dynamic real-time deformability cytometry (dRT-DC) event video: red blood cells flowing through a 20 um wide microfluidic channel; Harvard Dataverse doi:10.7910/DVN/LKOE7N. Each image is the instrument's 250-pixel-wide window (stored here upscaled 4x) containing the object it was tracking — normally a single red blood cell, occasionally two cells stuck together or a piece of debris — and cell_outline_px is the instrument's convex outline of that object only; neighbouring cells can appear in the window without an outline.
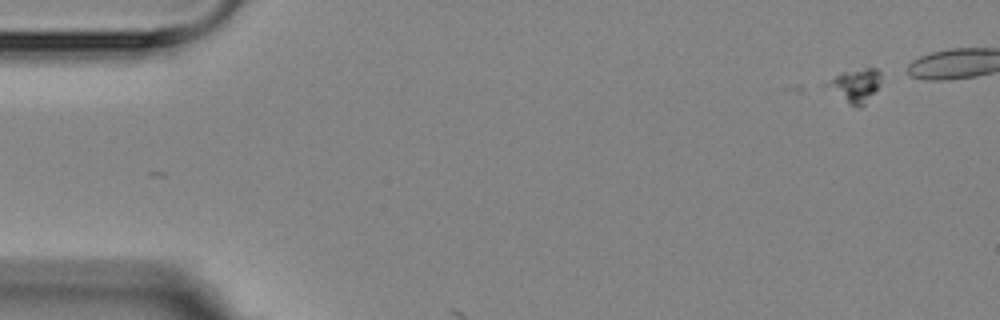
{"species": "Egyptian fruit bat (a non-hibernating species)", "species_latin": "Rousettus aegyptiacus", "temperature_condition": "room temperature", "stored_images_in_passage": 7, "camera_frame_rate_fps": 3000, "um_per_image_px": 0.085, "animal": {"sex": "female"}, "frame": {"image": 1, "passage_image": 1, "time_ms": 0.0, "image_size_px": [1000, 320], "cell_outline_px": [[880, 84], [864, 104], [860, 108], [856, 108], [848, 104], [820, 84], [840, 72], [864, 68], [876, 68], [880, 72]], "centroid_in_image_um": [72.61, 7.27], "position_along_channel_um": 12.4, "area_um2": 10.87}}